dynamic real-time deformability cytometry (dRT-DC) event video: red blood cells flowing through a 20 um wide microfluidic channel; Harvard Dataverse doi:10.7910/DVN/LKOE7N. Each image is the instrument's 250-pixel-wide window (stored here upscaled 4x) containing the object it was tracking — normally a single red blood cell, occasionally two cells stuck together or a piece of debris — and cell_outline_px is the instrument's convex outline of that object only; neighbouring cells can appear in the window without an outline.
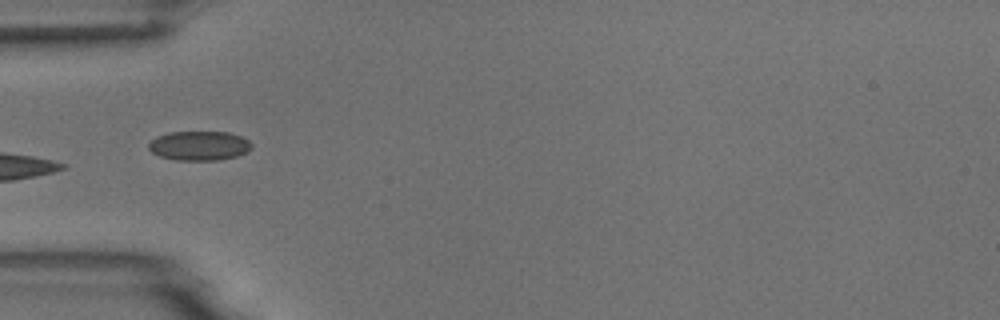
{"species": "common noctule bat (a hibernating species)", "species_latin": "Nyctalus noctula", "temperature_condition": "room temperature", "stored_images_in_passage": 5, "camera_frame_rate_fps": 3000, "um_per_image_px": 0.085, "animal": {"sex": "male", "body_mass_g": 18.8}, "frame": {"image": 1, "passage_image": 5, "time_ms": 4.333, "image_size_px": [1000, 320], "cell_outline_px": [[252, 148], [248, 152], [236, 156], [216, 160], [176, 160], [160, 156], [152, 152], [148, 148], [148, 144], [156, 136], [168, 132], [228, 132], [240, 136], [248, 140], [252, 144]], "centroid_in_image_um": [16.93, 12.38], "position_along_channel_um": 68.1, "area_um2": 17.63}}